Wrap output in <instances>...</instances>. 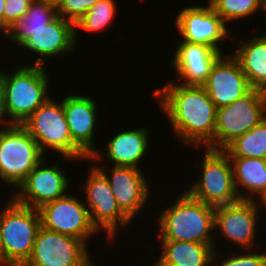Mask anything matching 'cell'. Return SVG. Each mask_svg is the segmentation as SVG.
<instances>
[{"label": "cell", "instance_id": "obj_33", "mask_svg": "<svg viewBox=\"0 0 266 266\" xmlns=\"http://www.w3.org/2000/svg\"><path fill=\"white\" fill-rule=\"evenodd\" d=\"M40 1H43L45 3H50L57 7L61 3L62 0H40Z\"/></svg>", "mask_w": 266, "mask_h": 266}, {"label": "cell", "instance_id": "obj_20", "mask_svg": "<svg viewBox=\"0 0 266 266\" xmlns=\"http://www.w3.org/2000/svg\"><path fill=\"white\" fill-rule=\"evenodd\" d=\"M170 68L177 74V82L183 85L202 86L216 60L224 53L208 45L181 41L175 46ZM181 82V83H180Z\"/></svg>", "mask_w": 266, "mask_h": 266}, {"label": "cell", "instance_id": "obj_16", "mask_svg": "<svg viewBox=\"0 0 266 266\" xmlns=\"http://www.w3.org/2000/svg\"><path fill=\"white\" fill-rule=\"evenodd\" d=\"M77 44L74 24L58 15L52 22L34 31L19 49L23 48L30 55L33 53L37 56L32 65L47 67L46 61H52L49 58L73 54Z\"/></svg>", "mask_w": 266, "mask_h": 266}, {"label": "cell", "instance_id": "obj_29", "mask_svg": "<svg viewBox=\"0 0 266 266\" xmlns=\"http://www.w3.org/2000/svg\"><path fill=\"white\" fill-rule=\"evenodd\" d=\"M98 1L99 0H62L57 6L58 15L75 25Z\"/></svg>", "mask_w": 266, "mask_h": 266}, {"label": "cell", "instance_id": "obj_25", "mask_svg": "<svg viewBox=\"0 0 266 266\" xmlns=\"http://www.w3.org/2000/svg\"><path fill=\"white\" fill-rule=\"evenodd\" d=\"M223 151L229 157L266 159V118L232 141Z\"/></svg>", "mask_w": 266, "mask_h": 266}, {"label": "cell", "instance_id": "obj_19", "mask_svg": "<svg viewBox=\"0 0 266 266\" xmlns=\"http://www.w3.org/2000/svg\"><path fill=\"white\" fill-rule=\"evenodd\" d=\"M149 128L137 126L133 130H122L117 132L113 138L108 140L104 151L97 149L88 160L94 164H100L101 160L106 159L107 165L128 166L141 169V161L144 162L150 146ZM104 152V153H102ZM104 156V157H103ZM100 161V163H98ZM97 162V163H96ZM140 164V165H139Z\"/></svg>", "mask_w": 266, "mask_h": 266}, {"label": "cell", "instance_id": "obj_18", "mask_svg": "<svg viewBox=\"0 0 266 266\" xmlns=\"http://www.w3.org/2000/svg\"><path fill=\"white\" fill-rule=\"evenodd\" d=\"M62 104L72 141L90 157L98 149L94 140V131H97L99 121L96 99L87 93H68L63 96Z\"/></svg>", "mask_w": 266, "mask_h": 266}, {"label": "cell", "instance_id": "obj_2", "mask_svg": "<svg viewBox=\"0 0 266 266\" xmlns=\"http://www.w3.org/2000/svg\"><path fill=\"white\" fill-rule=\"evenodd\" d=\"M215 207L194 199L185 190L157 215L159 241H188L211 245L217 250L214 232ZM216 235V236H215Z\"/></svg>", "mask_w": 266, "mask_h": 266}, {"label": "cell", "instance_id": "obj_30", "mask_svg": "<svg viewBox=\"0 0 266 266\" xmlns=\"http://www.w3.org/2000/svg\"><path fill=\"white\" fill-rule=\"evenodd\" d=\"M33 0H6L3 14V28L10 29L29 9Z\"/></svg>", "mask_w": 266, "mask_h": 266}, {"label": "cell", "instance_id": "obj_28", "mask_svg": "<svg viewBox=\"0 0 266 266\" xmlns=\"http://www.w3.org/2000/svg\"><path fill=\"white\" fill-rule=\"evenodd\" d=\"M258 247V250H241L243 252L237 250L235 253L231 252V255L223 256L222 260H220L221 257L218 255L219 251L215 250L212 266H266V251L261 246Z\"/></svg>", "mask_w": 266, "mask_h": 266}, {"label": "cell", "instance_id": "obj_15", "mask_svg": "<svg viewBox=\"0 0 266 266\" xmlns=\"http://www.w3.org/2000/svg\"><path fill=\"white\" fill-rule=\"evenodd\" d=\"M108 179L112 193L120 209L134 220L142 213L151 195L148 179L141 169L128 166L95 165ZM107 167V169L105 168ZM149 200V201H148Z\"/></svg>", "mask_w": 266, "mask_h": 266}, {"label": "cell", "instance_id": "obj_36", "mask_svg": "<svg viewBox=\"0 0 266 266\" xmlns=\"http://www.w3.org/2000/svg\"><path fill=\"white\" fill-rule=\"evenodd\" d=\"M0 33H6V31L4 30V28L0 25Z\"/></svg>", "mask_w": 266, "mask_h": 266}, {"label": "cell", "instance_id": "obj_9", "mask_svg": "<svg viewBox=\"0 0 266 266\" xmlns=\"http://www.w3.org/2000/svg\"><path fill=\"white\" fill-rule=\"evenodd\" d=\"M266 118V92L251 89L231 104L218 108L214 150H224L232 141Z\"/></svg>", "mask_w": 266, "mask_h": 266}, {"label": "cell", "instance_id": "obj_35", "mask_svg": "<svg viewBox=\"0 0 266 266\" xmlns=\"http://www.w3.org/2000/svg\"><path fill=\"white\" fill-rule=\"evenodd\" d=\"M0 266H3V248H2L1 236H0Z\"/></svg>", "mask_w": 266, "mask_h": 266}, {"label": "cell", "instance_id": "obj_27", "mask_svg": "<svg viewBox=\"0 0 266 266\" xmlns=\"http://www.w3.org/2000/svg\"><path fill=\"white\" fill-rule=\"evenodd\" d=\"M214 11L228 24L244 20L262 11L266 13V0H208Z\"/></svg>", "mask_w": 266, "mask_h": 266}, {"label": "cell", "instance_id": "obj_4", "mask_svg": "<svg viewBox=\"0 0 266 266\" xmlns=\"http://www.w3.org/2000/svg\"><path fill=\"white\" fill-rule=\"evenodd\" d=\"M49 98L37 108L21 125L38 144L47 157V151L59 154L64 160L88 161V156L72 141L64 114L62 99Z\"/></svg>", "mask_w": 266, "mask_h": 266}, {"label": "cell", "instance_id": "obj_12", "mask_svg": "<svg viewBox=\"0 0 266 266\" xmlns=\"http://www.w3.org/2000/svg\"><path fill=\"white\" fill-rule=\"evenodd\" d=\"M46 156L35 166L26 179L10 196L19 204L39 209L44 204L64 197L71 183L58 163H49ZM50 164H48V163ZM12 194V195H11Z\"/></svg>", "mask_w": 266, "mask_h": 266}, {"label": "cell", "instance_id": "obj_14", "mask_svg": "<svg viewBox=\"0 0 266 266\" xmlns=\"http://www.w3.org/2000/svg\"><path fill=\"white\" fill-rule=\"evenodd\" d=\"M259 201L239 200L233 204L215 207L214 229L223 237L242 250L258 249V223L261 206ZM260 211V212H259ZM257 245V246H256ZM256 246V248H254Z\"/></svg>", "mask_w": 266, "mask_h": 266}, {"label": "cell", "instance_id": "obj_37", "mask_svg": "<svg viewBox=\"0 0 266 266\" xmlns=\"http://www.w3.org/2000/svg\"><path fill=\"white\" fill-rule=\"evenodd\" d=\"M1 34V36H0V38L2 37V39L4 38V40L6 39V33H0Z\"/></svg>", "mask_w": 266, "mask_h": 266}, {"label": "cell", "instance_id": "obj_11", "mask_svg": "<svg viewBox=\"0 0 266 266\" xmlns=\"http://www.w3.org/2000/svg\"><path fill=\"white\" fill-rule=\"evenodd\" d=\"M83 200L69 192L64 197L44 204L38 209L41 226L49 231L78 238L88 246L91 238L98 235L99 231L92 224Z\"/></svg>", "mask_w": 266, "mask_h": 266}, {"label": "cell", "instance_id": "obj_34", "mask_svg": "<svg viewBox=\"0 0 266 266\" xmlns=\"http://www.w3.org/2000/svg\"><path fill=\"white\" fill-rule=\"evenodd\" d=\"M259 203H260L261 209H264V208L266 209V194L260 199ZM264 212H266V210Z\"/></svg>", "mask_w": 266, "mask_h": 266}, {"label": "cell", "instance_id": "obj_6", "mask_svg": "<svg viewBox=\"0 0 266 266\" xmlns=\"http://www.w3.org/2000/svg\"><path fill=\"white\" fill-rule=\"evenodd\" d=\"M45 157L34 138L19 124H0V180L13 190Z\"/></svg>", "mask_w": 266, "mask_h": 266}, {"label": "cell", "instance_id": "obj_24", "mask_svg": "<svg viewBox=\"0 0 266 266\" xmlns=\"http://www.w3.org/2000/svg\"><path fill=\"white\" fill-rule=\"evenodd\" d=\"M57 16L56 6L40 0H33L26 13L6 31V42L11 41L20 47L34 31L49 24Z\"/></svg>", "mask_w": 266, "mask_h": 266}, {"label": "cell", "instance_id": "obj_22", "mask_svg": "<svg viewBox=\"0 0 266 266\" xmlns=\"http://www.w3.org/2000/svg\"><path fill=\"white\" fill-rule=\"evenodd\" d=\"M234 186L240 200L260 199L266 194V159L229 157Z\"/></svg>", "mask_w": 266, "mask_h": 266}, {"label": "cell", "instance_id": "obj_10", "mask_svg": "<svg viewBox=\"0 0 266 266\" xmlns=\"http://www.w3.org/2000/svg\"><path fill=\"white\" fill-rule=\"evenodd\" d=\"M80 239L39 228L32 253L22 266H95Z\"/></svg>", "mask_w": 266, "mask_h": 266}, {"label": "cell", "instance_id": "obj_3", "mask_svg": "<svg viewBox=\"0 0 266 266\" xmlns=\"http://www.w3.org/2000/svg\"><path fill=\"white\" fill-rule=\"evenodd\" d=\"M23 63L4 72V124L21 125L51 95L47 67Z\"/></svg>", "mask_w": 266, "mask_h": 266}, {"label": "cell", "instance_id": "obj_8", "mask_svg": "<svg viewBox=\"0 0 266 266\" xmlns=\"http://www.w3.org/2000/svg\"><path fill=\"white\" fill-rule=\"evenodd\" d=\"M89 166L86 180L81 184L84 203L92 224L100 233H106L111 244V240H116L117 231L126 228L132 220L118 206L106 176L95 164Z\"/></svg>", "mask_w": 266, "mask_h": 266}, {"label": "cell", "instance_id": "obj_31", "mask_svg": "<svg viewBox=\"0 0 266 266\" xmlns=\"http://www.w3.org/2000/svg\"><path fill=\"white\" fill-rule=\"evenodd\" d=\"M0 124H4V71L0 67Z\"/></svg>", "mask_w": 266, "mask_h": 266}, {"label": "cell", "instance_id": "obj_23", "mask_svg": "<svg viewBox=\"0 0 266 266\" xmlns=\"http://www.w3.org/2000/svg\"><path fill=\"white\" fill-rule=\"evenodd\" d=\"M162 248L152 266H212L214 248L188 241H159Z\"/></svg>", "mask_w": 266, "mask_h": 266}, {"label": "cell", "instance_id": "obj_13", "mask_svg": "<svg viewBox=\"0 0 266 266\" xmlns=\"http://www.w3.org/2000/svg\"><path fill=\"white\" fill-rule=\"evenodd\" d=\"M176 28L181 41L208 45L223 53L221 42L230 38L232 44L238 37L231 34V29L224 23L222 18L214 11L212 5L207 1L205 6H187L176 16ZM232 37V38H231Z\"/></svg>", "mask_w": 266, "mask_h": 266}, {"label": "cell", "instance_id": "obj_17", "mask_svg": "<svg viewBox=\"0 0 266 266\" xmlns=\"http://www.w3.org/2000/svg\"><path fill=\"white\" fill-rule=\"evenodd\" d=\"M202 86L217 109L231 104L252 89L231 52H225L216 60Z\"/></svg>", "mask_w": 266, "mask_h": 266}, {"label": "cell", "instance_id": "obj_5", "mask_svg": "<svg viewBox=\"0 0 266 266\" xmlns=\"http://www.w3.org/2000/svg\"><path fill=\"white\" fill-rule=\"evenodd\" d=\"M9 198L5 207L0 209L3 266H22L32 253L41 217L38 209Z\"/></svg>", "mask_w": 266, "mask_h": 266}, {"label": "cell", "instance_id": "obj_21", "mask_svg": "<svg viewBox=\"0 0 266 266\" xmlns=\"http://www.w3.org/2000/svg\"><path fill=\"white\" fill-rule=\"evenodd\" d=\"M232 51L252 89L266 92V34L253 35L236 42Z\"/></svg>", "mask_w": 266, "mask_h": 266}, {"label": "cell", "instance_id": "obj_1", "mask_svg": "<svg viewBox=\"0 0 266 266\" xmlns=\"http://www.w3.org/2000/svg\"><path fill=\"white\" fill-rule=\"evenodd\" d=\"M175 82L170 80L152 93L171 125V132L181 144L214 150L217 107L203 86Z\"/></svg>", "mask_w": 266, "mask_h": 266}, {"label": "cell", "instance_id": "obj_26", "mask_svg": "<svg viewBox=\"0 0 266 266\" xmlns=\"http://www.w3.org/2000/svg\"><path fill=\"white\" fill-rule=\"evenodd\" d=\"M116 0H99L91 9L74 25L75 41L79 39V30L87 32H100L109 29L115 21L117 11ZM79 29V30H78Z\"/></svg>", "mask_w": 266, "mask_h": 266}, {"label": "cell", "instance_id": "obj_32", "mask_svg": "<svg viewBox=\"0 0 266 266\" xmlns=\"http://www.w3.org/2000/svg\"><path fill=\"white\" fill-rule=\"evenodd\" d=\"M6 0H0V25L3 27V14Z\"/></svg>", "mask_w": 266, "mask_h": 266}, {"label": "cell", "instance_id": "obj_7", "mask_svg": "<svg viewBox=\"0 0 266 266\" xmlns=\"http://www.w3.org/2000/svg\"><path fill=\"white\" fill-rule=\"evenodd\" d=\"M203 150L200 175L185 191L194 199L213 207L239 201L229 156L223 150Z\"/></svg>", "mask_w": 266, "mask_h": 266}]
</instances>
